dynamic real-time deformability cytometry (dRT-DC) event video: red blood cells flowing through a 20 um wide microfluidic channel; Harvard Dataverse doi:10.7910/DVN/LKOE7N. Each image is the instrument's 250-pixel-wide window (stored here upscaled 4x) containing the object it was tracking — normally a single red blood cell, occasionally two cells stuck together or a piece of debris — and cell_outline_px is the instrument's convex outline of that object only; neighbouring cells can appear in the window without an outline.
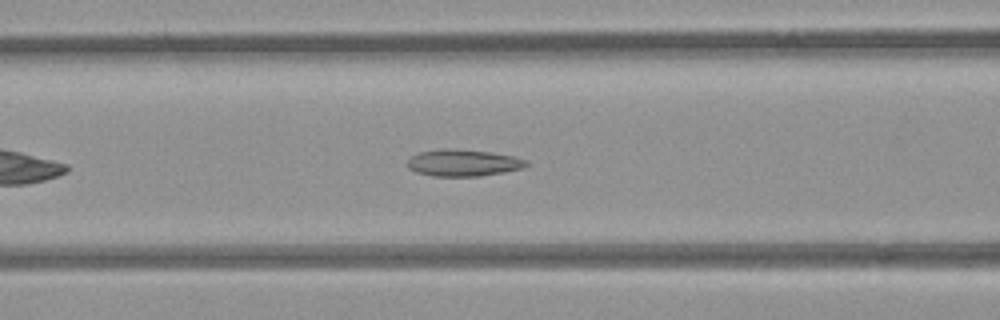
{"species": "common noctule bat (a hibernating species)", "species_latin": "Nyctalus noctula", "temperature_condition": "room temperature", "stored_images_in_passage": 40, "camera_frame_rate_fps": 3000, "um_per_image_px": 0.085, "animal": {"sex": "female", "body_mass_g": 21.9}, "frame": {"image": 1, "passage_image": 8, "time_ms": 2.333, "image_size_px": [1000, 320], "cell_outline_px": [[528, 164], [520, 168], [504, 172], [480, 176], [432, 176], [416, 172], [408, 168], [408, 160], [412, 156], [420, 152], [448, 148], [492, 152], [512, 156], [528, 160]], "centroid_in_image_um": [39.37, 13.84], "position_along_channel_um": 127.2, "area_um2": 18.38}}
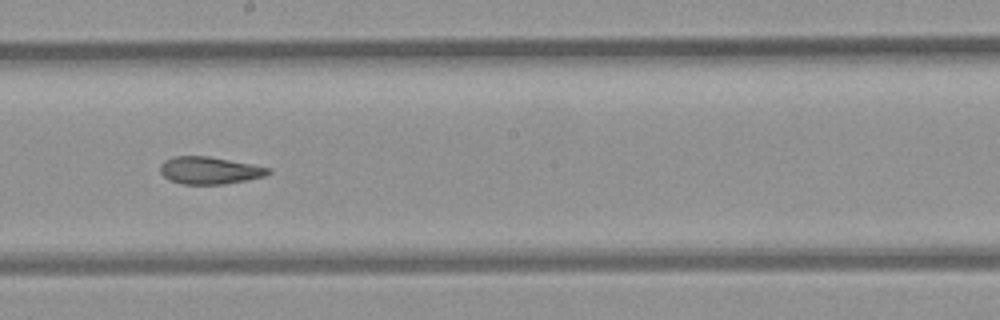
{"frame": {"image": 2, "passage_image": 16, "time_ms": 5.0, "image_size_px": [1000, 320], "cell_outline_px": [[272, 172], [264, 176], [224, 184], [180, 184], [168, 180], [160, 172], [160, 164], [164, 160], [172, 156], [208, 156], [252, 164], [272, 168]], "centroid_in_image_um": [17.78, 14.48], "position_along_channel_um": 230.4, "area_um2": 17.28}}
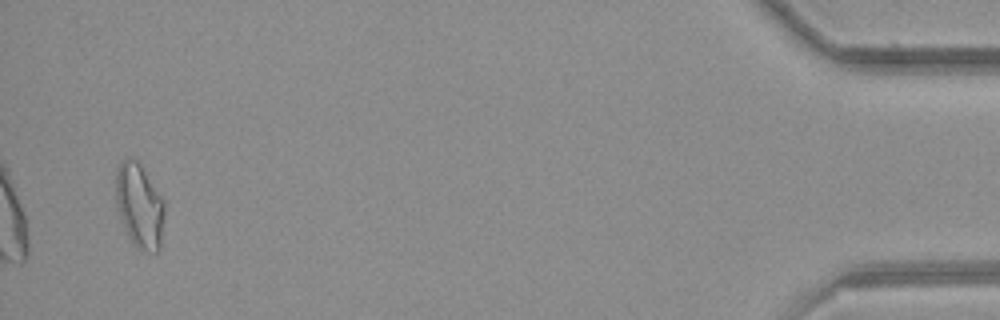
{"frame": {"image": 3, "passage_image": 38, "time_ms": 12.333, "image_size_px": [1000, 320], "cell_outline_px": [[164, 216], [160, 248], [156, 252], [148, 252], [136, 248], [128, 236], [120, 216], [116, 204], [116, 168], [128, 156], [132, 156], [140, 164], [164, 200]], "centroid_in_image_um": [11.85, 17.49], "position_along_channel_um": 423.3, "area_um2": 23.93}, "authors_computed_cell_mechanics": {"area_um2": 18.496, "velocity_mm_per_s": 3.8639, "shape_relaxation_time_tau1_ms": 10.3869, "shape_relaxation_time_tau2_ms": 2.9415, "deformation_change_tau1": 0.2085, "deformation_change_tau2": 0.1105}}